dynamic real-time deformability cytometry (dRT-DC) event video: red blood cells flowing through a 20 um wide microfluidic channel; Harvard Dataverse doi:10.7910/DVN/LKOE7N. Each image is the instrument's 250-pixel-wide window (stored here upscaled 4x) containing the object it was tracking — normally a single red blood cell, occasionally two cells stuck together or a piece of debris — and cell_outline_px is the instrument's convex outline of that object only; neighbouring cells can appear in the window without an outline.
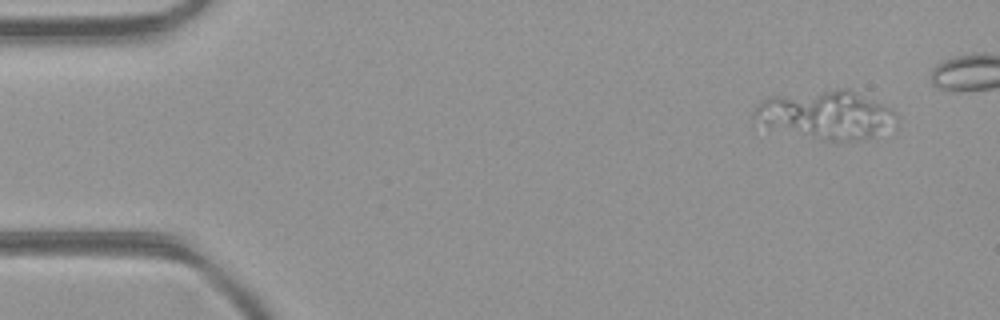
{"species": "common noctule bat (a hibernating species)", "species_latin": "Nyctalus noctula", "temperature_condition": "room temperature", "stored_images_in_passage": 39, "camera_frame_rate_fps": 3000, "um_per_image_px": 0.085, "animal": {"sex": "female", "body_mass_g": 21.9}, "frame": {"image": 1, "passage_image": 4, "time_ms": 1.0, "image_size_px": [1000, 320], "cell_outline_px": [[892, 112], [876, 140], [824, 140], [752, 120], [752, 112], [768, 96], [840, 88], [848, 88], [888, 108]], "centroid_in_image_um": [70.13, 9.73], "position_along_channel_um": 14.9, "area_um2": 38.32}}